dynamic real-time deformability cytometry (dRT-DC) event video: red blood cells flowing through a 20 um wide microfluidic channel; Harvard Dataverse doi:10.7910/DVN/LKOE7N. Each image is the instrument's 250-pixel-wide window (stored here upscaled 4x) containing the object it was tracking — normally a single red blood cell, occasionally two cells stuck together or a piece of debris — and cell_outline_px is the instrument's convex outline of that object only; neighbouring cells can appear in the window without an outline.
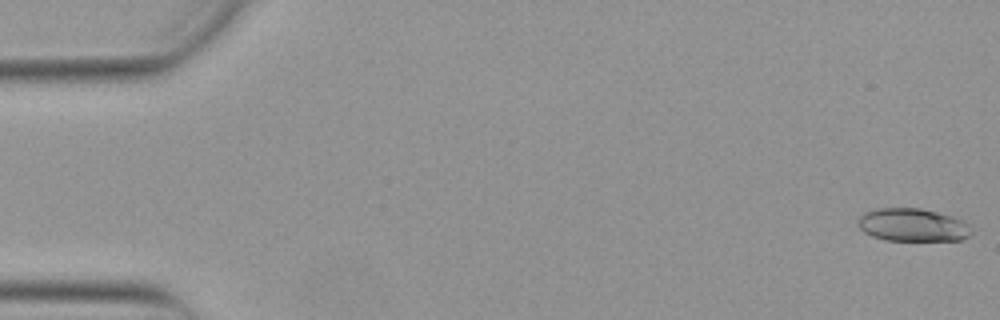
{"species": "Egyptian fruit bat (a non-hibernating species)", "species_latin": "Rousettus aegyptiacus", "temperature_condition": "warm", "stored_images_in_passage": 53, "camera_frame_rate_fps": 3000, "um_per_image_px": 0.085, "animal": {"sex": "female"}, "frame": {"image": 1, "passage_image": 1, "time_ms": 0.0, "image_size_px": [1000, 320], "cell_outline_px": [[972, 236], [960, 240], [884, 240], [872, 236], [864, 232], [860, 228], [860, 216], [864, 212], [876, 208], [920, 208], [952, 216], [964, 220], [972, 228]], "centroid_in_image_um": [77.62, 19.12], "position_along_channel_um": 7.4, "area_um2": 21.85}}
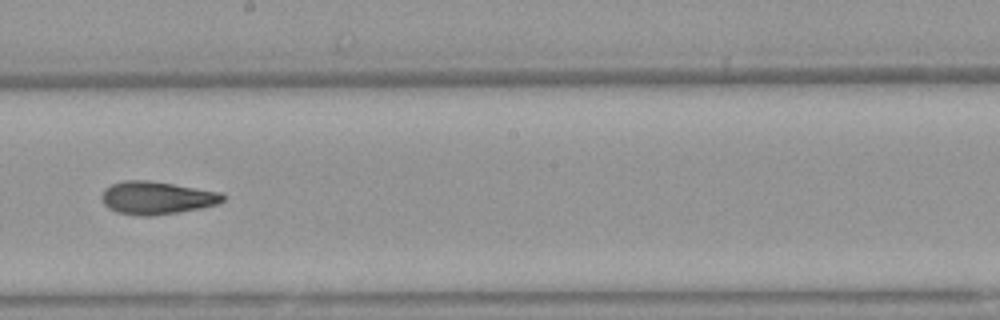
{"frame": {"image": 2, "passage_image": 30, "time_ms": 9.667, "image_size_px": [1000, 320], "cell_outline_px": [[224, 200], [220, 204], [200, 208], [152, 216], [140, 216], [116, 212], [108, 208], [104, 204], [100, 196], [104, 188], [112, 184], [124, 180], [148, 180], [220, 192], [224, 196]], "centroid_in_image_um": [13.28, 16.82], "position_along_channel_um": 234.9, "area_um2": 23.18}}
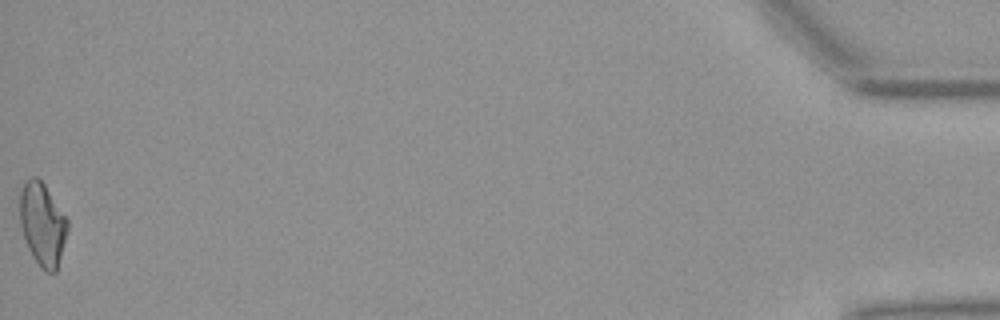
{"frame": {"image": 3, "passage_image": 53, "time_ms": 17.333, "image_size_px": [1000, 320], "cell_outline_px": [[68, 228], [56, 272], [44, 272], [40, 268], [32, 256], [28, 248], [20, 224], [20, 192], [24, 180], [32, 176], [36, 176], [44, 184], [68, 220]], "centroid_in_image_um": [3.59, 19.05], "position_along_channel_um": 431.6, "area_um2": 22.95}, "authors_computed_cell_mechanics": {"area_um2": 22.5998, "velocity_mm_per_s": 3.8846, "shape_relaxation_time_tau1_ms": null, "shape_relaxation_time_tau2_ms": 4.248, "deformation_change_tau1": null, "deformation_change_tau2": 0.1162}}